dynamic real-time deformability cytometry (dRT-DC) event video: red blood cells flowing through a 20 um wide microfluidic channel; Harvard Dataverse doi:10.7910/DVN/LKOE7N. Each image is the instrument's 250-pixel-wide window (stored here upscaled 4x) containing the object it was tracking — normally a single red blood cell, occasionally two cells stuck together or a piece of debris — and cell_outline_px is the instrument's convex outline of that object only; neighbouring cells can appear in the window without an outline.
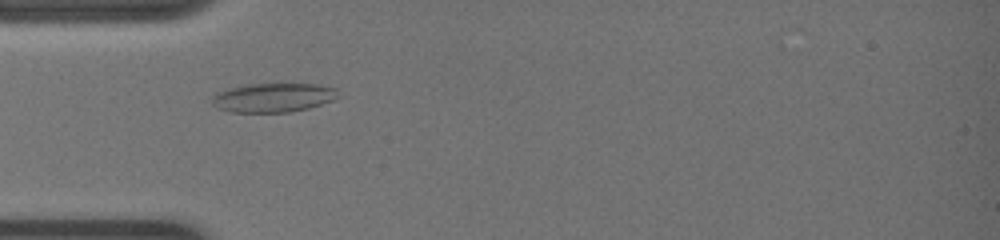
{"species": "common noctule bat (a hibernating species)", "species_latin": "Nyctalus noctula", "temperature_condition": "warm", "stored_images_in_passage": 16, "camera_frame_rate_fps": 3000, "um_per_image_px": 0.085, "animal": {"sex": "female", "body_mass_g": 19.0, "forearm_length_mm": 51.5}, "frame": {"image": 1, "passage_image": 12, "time_ms": 3.667, "image_size_px": [1000, 240], "cell_outline_px": [[340, 96], [332, 100], [308, 108], [288, 112], [232, 112], [216, 108], [212, 104], [212, 96], [216, 92], [228, 88], [248, 84], [312, 84], [336, 88]], "centroid_in_image_um": [23.18, 8.29], "position_along_channel_um": 61.8, "area_um2": 21.33}}